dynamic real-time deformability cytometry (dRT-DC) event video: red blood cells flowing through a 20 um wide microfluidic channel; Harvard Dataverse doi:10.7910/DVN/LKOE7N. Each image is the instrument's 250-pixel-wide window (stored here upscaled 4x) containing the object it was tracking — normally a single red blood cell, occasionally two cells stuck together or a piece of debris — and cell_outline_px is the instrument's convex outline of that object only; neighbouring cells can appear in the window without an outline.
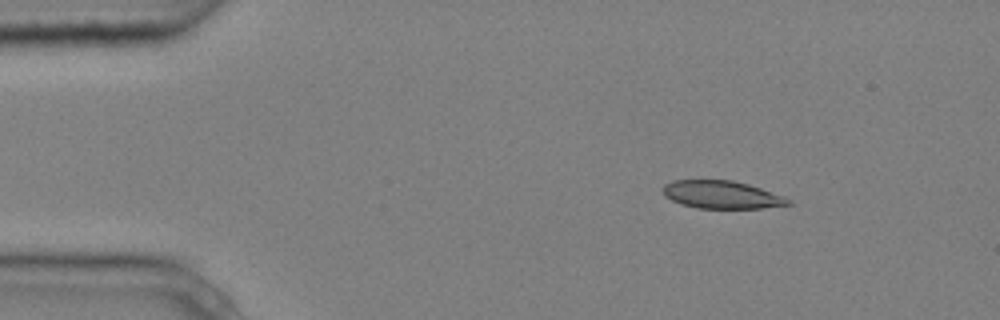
{"species": "common noctule bat (a hibernating species)", "species_latin": "Nyctalus noctula", "temperature_condition": "cold", "stored_images_in_passage": 5, "camera_frame_rate_fps": 3000, "um_per_image_px": 0.085, "animal": {"sex": "male", "body_mass_g": 20.4}, "frame": {"image": 1, "passage_image": 3, "time_ms": 0.667, "image_size_px": [1000, 320], "cell_outline_px": [[792, 204], [760, 208], [696, 208], [680, 204], [664, 196], [660, 188], [664, 184], [672, 180], [732, 180], [748, 184], [784, 196], [792, 200]], "centroid_in_image_um": [61.3, 16.54], "position_along_channel_um": 23.7, "area_um2": 20.46}}